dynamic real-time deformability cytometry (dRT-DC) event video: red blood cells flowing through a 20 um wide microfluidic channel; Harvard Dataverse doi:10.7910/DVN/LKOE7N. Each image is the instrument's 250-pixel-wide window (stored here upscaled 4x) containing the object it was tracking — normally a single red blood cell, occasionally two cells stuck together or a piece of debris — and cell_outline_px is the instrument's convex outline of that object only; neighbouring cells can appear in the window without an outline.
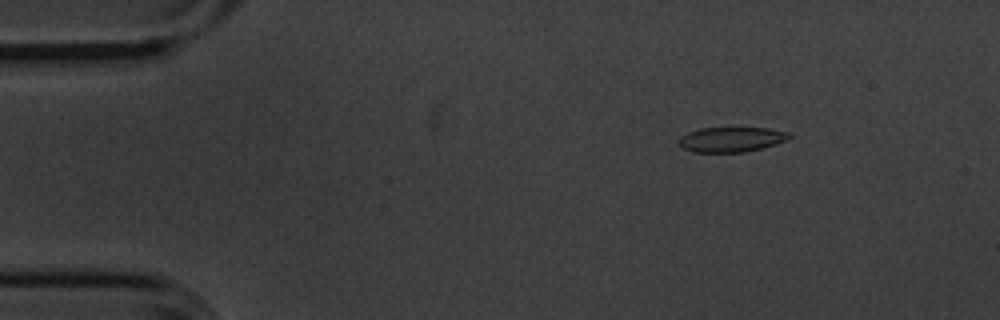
{"species": "common noctule bat (a hibernating species)", "species_latin": "Nyctalus noctula", "temperature_condition": "cold", "stored_images_in_passage": 56, "camera_frame_rate_fps": 3000, "um_per_image_px": 0.085, "animal": {"sex": "male", "body_mass_g": 20.1, "forearm_length_mm": 53.5}, "frame": {"image": 1, "passage_image": 8, "time_ms": 2.333, "image_size_px": [1000, 320], "cell_outline_px": [[792, 136], [788, 140], [760, 148], [744, 152], [692, 152], [684, 148], [680, 144], [680, 136], [688, 132], [700, 128], [768, 128], [788, 132]], "centroid_in_image_um": [62.17, 11.85], "position_along_channel_um": 22.8, "area_um2": 15.9}}
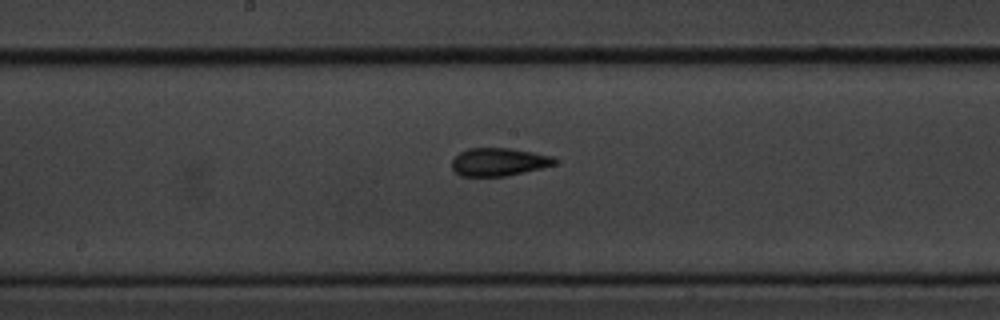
{"frame": {"image": 2, "passage_image": 29, "time_ms": 9.333, "image_size_px": [1000, 320], "cell_outline_px": [[560, 160], [556, 164], [524, 172], [504, 176], [460, 176], [452, 168], [452, 160], [460, 152], [468, 148], [508, 148], [532, 152], [552, 156]], "centroid_in_image_um": [42.4, 13.76], "position_along_channel_um": 205.8, "area_um2": 16.7}}
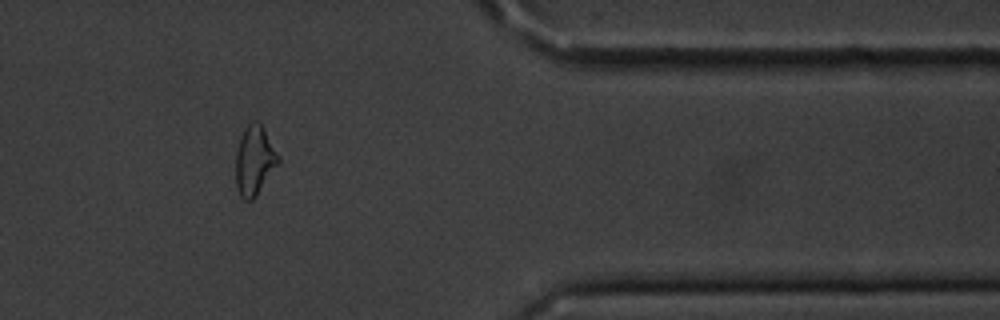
{"frame": {"image": 3, "passage_image": 46, "time_ms": 15.0, "image_size_px": [1000, 320], "cell_outline_px": [[280, 164], [256, 196], [252, 200], [244, 200], [240, 196], [236, 188], [236, 152], [244, 128], [252, 120], [256, 120], [260, 124], [280, 160]], "centroid_in_image_um": [21.62, 13.7], "position_along_channel_um": 389.8, "area_um2": 16.99}, "authors_computed_cell_mechanics": {"area_um2": 16.8776, "velocity_mm_per_s": 3.608, "shape_relaxation_time_tau1_ms": 4.4709, "shape_relaxation_time_tau2_ms": 2.2695, "deformation_change_tau1": 0.1235, "deformation_change_tau2": 0.0771}}